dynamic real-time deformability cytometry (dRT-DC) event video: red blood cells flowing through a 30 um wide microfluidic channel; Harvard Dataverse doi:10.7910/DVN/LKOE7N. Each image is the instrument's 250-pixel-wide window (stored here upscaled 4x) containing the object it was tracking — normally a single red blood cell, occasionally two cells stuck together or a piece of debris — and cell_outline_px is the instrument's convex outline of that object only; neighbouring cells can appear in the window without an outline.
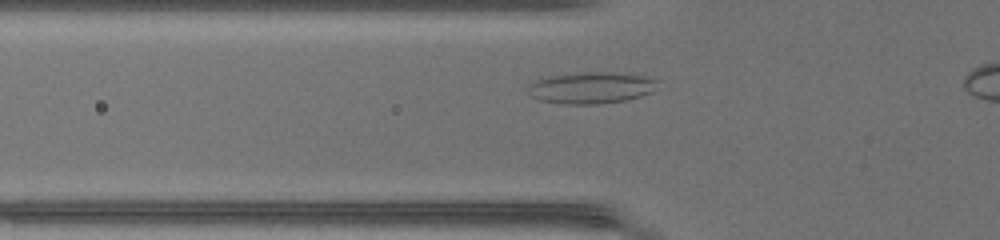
{"species": "common noctule bat (a hibernating species)", "species_latin": "Nyctalus noctula", "temperature_condition": "warm", "stored_images_in_passage": 34, "camera_frame_rate_fps": 3000, "um_per_image_px": 0.085, "animal": {"sex": "female", "body_mass_g": 17.0, "forearm_length_mm": 48.0}, "frame": {"image": 1, "passage_image": 9, "time_ms": 2.667, "image_size_px": [1000, 240], "cell_outline_px": [[660, 80], [652, 92], [640, 96], [624, 100], [596, 104], [564, 104], [540, 100], [528, 96], [528, 84], [536, 80], [548, 76], [576, 72], [636, 72]], "centroid_in_image_um": [50.28, 7.43], "position_along_channel_um": 75.5, "area_um2": 24.45}}
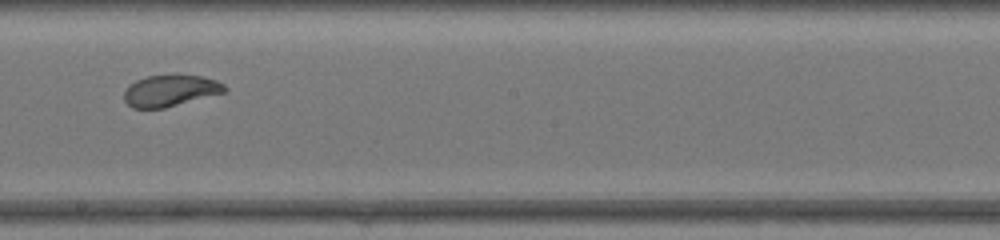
{"frame": {"image": 2, "passage_image": 20, "time_ms": 6.333, "image_size_px": [1000, 240], "cell_outline_px": [[228, 92], [164, 108], [132, 108], [124, 100], [124, 92], [128, 84], [136, 80], [148, 76], [172, 72], [176, 72], [200, 76], [216, 80], [224, 84], [228, 88]], "centroid_in_image_um": [14.51, 7.66], "position_along_channel_um": 233.7, "area_um2": 19.19}}
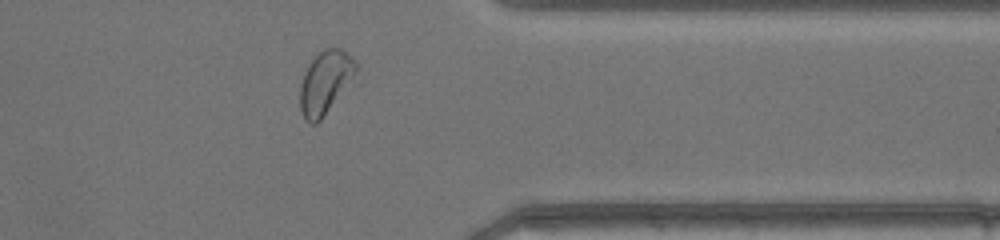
{"frame": {"image": 3, "passage_image": 31, "time_ms": 10.0, "image_size_px": [1000, 240], "cell_outline_px": [[360, 68], [320, 120], [316, 124], [312, 124], [304, 120], [300, 112], [300, 84], [304, 72], [308, 64], [316, 52], [324, 48], [340, 48], [352, 56], [360, 64]], "centroid_in_image_um": [27.64, 6.95], "position_along_channel_um": 383.8, "area_um2": 20.69}}